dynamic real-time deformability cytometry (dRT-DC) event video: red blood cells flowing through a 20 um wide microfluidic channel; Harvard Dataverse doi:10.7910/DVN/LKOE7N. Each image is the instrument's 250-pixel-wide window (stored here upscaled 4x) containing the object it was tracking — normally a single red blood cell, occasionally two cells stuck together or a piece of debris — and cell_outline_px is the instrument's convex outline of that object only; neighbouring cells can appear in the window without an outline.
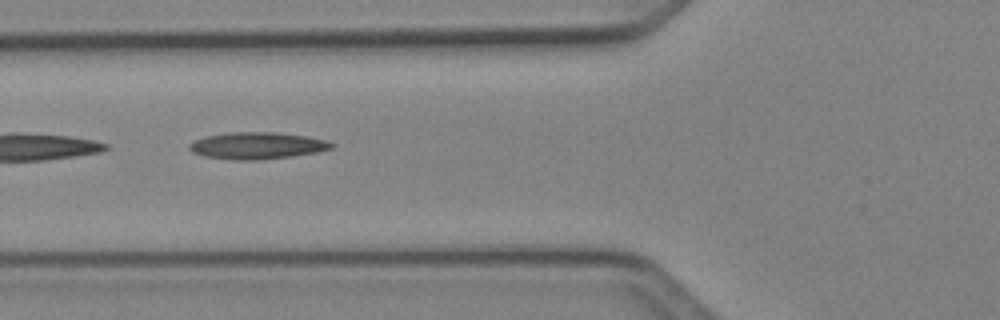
{"species": "Egyptian fruit bat (a non-hibernating species)", "species_latin": "Rousettus aegyptiacus", "temperature_condition": "cold", "stored_images_in_passage": 23, "camera_frame_rate_fps": 3000, "um_per_image_px": 0.085, "animal": {"sex": "female"}, "frame": {"image": 1, "passage_image": 18, "time_ms": 5.667, "image_size_px": [1000, 320], "cell_outline_px": [[336, 144], [332, 148], [316, 152], [292, 156], [260, 160], [232, 160], [204, 156], [192, 152], [188, 148], [188, 144], [196, 140], [208, 136], [228, 132], [276, 132], [308, 136], [328, 140]], "centroid_in_image_um": [21.88, 12.38], "position_along_channel_um": 103.9, "area_um2": 22.37}}
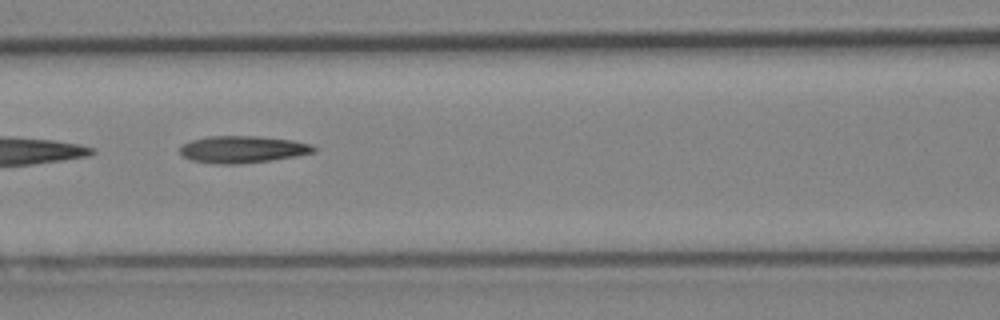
{"frame": {"image": 2, "passage_image": 21, "time_ms": 6.667, "image_size_px": [1000, 320], "cell_outline_px": [[316, 152], [296, 156], [272, 160], [240, 164], [216, 164], [192, 160], [184, 156], [180, 152], [180, 144], [192, 140], [208, 136], [260, 136], [292, 140], [312, 144], [316, 148]], "centroid_in_image_um": [20.64, 12.69], "position_along_channel_um": 146.0, "area_um2": 21.21}}